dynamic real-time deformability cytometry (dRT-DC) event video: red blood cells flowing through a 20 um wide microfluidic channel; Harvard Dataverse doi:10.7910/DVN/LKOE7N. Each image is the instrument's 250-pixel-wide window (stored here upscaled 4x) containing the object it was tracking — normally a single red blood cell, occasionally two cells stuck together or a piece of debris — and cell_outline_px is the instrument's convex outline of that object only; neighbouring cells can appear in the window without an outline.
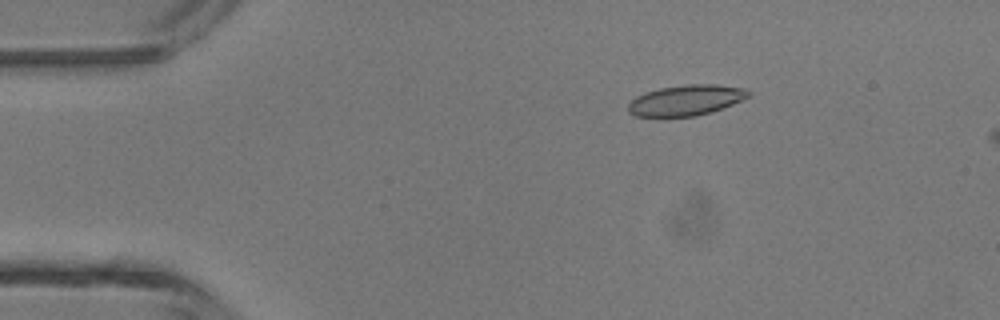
{"species": "common noctule bat (a hibernating species)", "species_latin": "Nyctalus noctula", "temperature_condition": "room temperature", "stored_images_in_passage": 2, "camera_frame_rate_fps": 3000, "um_per_image_px": 0.085, "animal": {"sex": "male", "body_mass_g": 13.3}, "frame": {"image": 1, "passage_image": 1, "time_ms": 0.0, "image_size_px": [1000, 320], "cell_outline_px": [[752, 96], [712, 112], [696, 116], [636, 116], [628, 112], [628, 104], [636, 96], [660, 88], [684, 84], [716, 84], [744, 88], [752, 92]], "centroid_in_image_um": [58.36, 8.51], "position_along_channel_um": 26.6, "area_um2": 21.44}}